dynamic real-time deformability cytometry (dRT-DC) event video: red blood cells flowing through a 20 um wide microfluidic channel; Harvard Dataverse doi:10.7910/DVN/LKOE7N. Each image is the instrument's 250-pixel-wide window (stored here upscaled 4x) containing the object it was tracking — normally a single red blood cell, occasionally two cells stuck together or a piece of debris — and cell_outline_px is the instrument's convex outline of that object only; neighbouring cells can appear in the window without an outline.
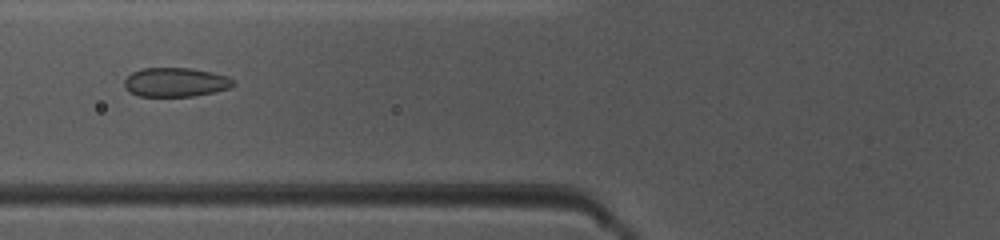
{"species": "common noctule bat (a hibernating species)", "species_latin": "Nyctalus noctula", "temperature_condition": "warm", "stored_images_in_passage": 50, "camera_frame_rate_fps": 3000, "um_per_image_px": 0.085, "animal": {"sex": "female", "body_mass_g": 10.0, "forearm_length_mm": 53.1}, "frame": {"image": 1, "passage_image": 20, "time_ms": 6.333, "image_size_px": [1000, 240], "cell_outline_px": [[236, 84], [228, 88], [212, 92], [192, 96], [136, 96], [124, 88], [124, 80], [132, 72], [140, 68], [192, 68], [212, 72], [228, 76]], "centroid_in_image_um": [14.88, 6.98], "position_along_channel_um": 110.9, "area_um2": 18.5}}
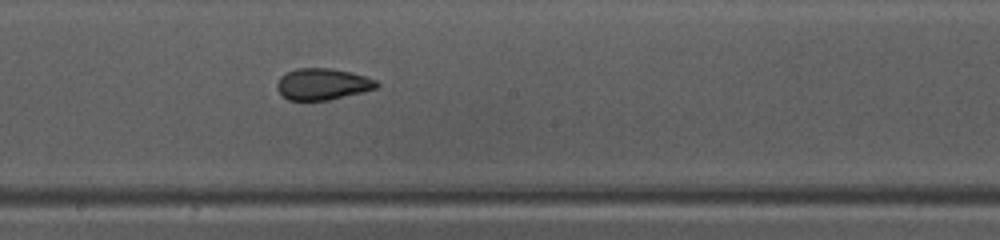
{"frame": {"image": 2, "passage_image": 28, "time_ms": 9.0, "image_size_px": [1000, 240], "cell_outline_px": [[380, 84], [376, 88], [328, 100], [288, 100], [276, 88], [276, 84], [280, 76], [296, 68], [332, 68], [364, 76], [376, 80]], "centroid_in_image_um": [27.38, 7.14], "position_along_channel_um": 220.8, "area_um2": 18.03}}
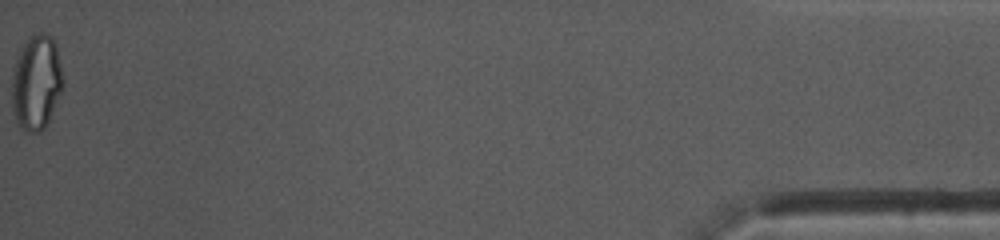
{"frame": {"image": 3, "passage_image": 50, "time_ms": 16.333, "image_size_px": [1000, 240], "cell_outline_px": [[64, 84], [48, 120], [44, 128], [40, 132], [28, 132], [20, 128], [16, 120], [12, 108], [12, 76], [16, 60], [20, 48], [28, 36], [40, 32], [48, 32], [52, 36], [56, 44], [64, 80]], "centroid_in_image_um": [3.09, 6.96], "position_along_channel_um": 432.1, "area_um2": 28.5}, "authors_computed_cell_mechanics": {"area_um2": 20.1433, "velocity_mm_per_s": 4.0923, "shape_relaxation_time_tau1_ms": null, "shape_relaxation_time_tau2_ms": 1.048, "deformation_change_tau1": null, "deformation_change_tau2": 0.0438}}